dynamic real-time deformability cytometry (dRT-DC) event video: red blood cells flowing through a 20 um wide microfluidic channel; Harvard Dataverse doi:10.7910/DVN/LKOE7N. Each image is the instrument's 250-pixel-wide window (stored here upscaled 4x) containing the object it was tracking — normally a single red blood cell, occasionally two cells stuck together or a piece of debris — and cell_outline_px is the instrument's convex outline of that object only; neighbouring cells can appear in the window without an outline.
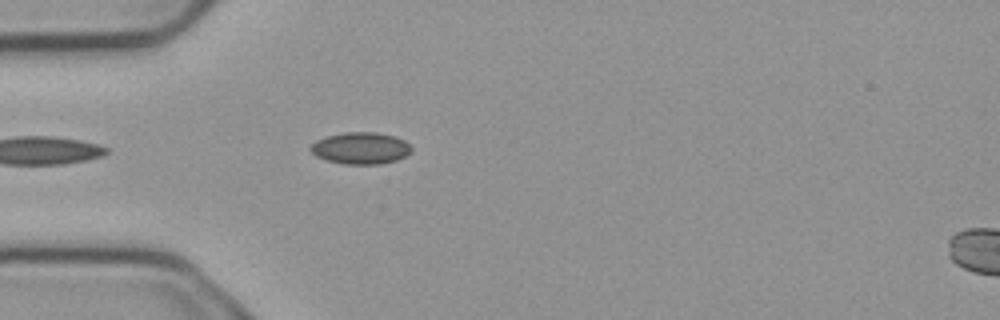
{"species": "common noctule bat (a hibernating species)", "species_latin": "Nyctalus noctula", "temperature_condition": "cold", "stored_images_in_passage": 6, "segment_of_instrument_passage": [1, 2], "camera_frame_rate_fps": 3000, "um_per_image_px": 0.085, "animal": {"sex": "male", "body_mass_g": 23.1, "forearm_length_mm": 52.7}, "frame": {"image": 1, "passage_image": 5, "time_ms": 1.333, "image_size_px": [1000, 320], "cell_outline_px": [[412, 152], [396, 160], [380, 164], [344, 164], [328, 160], [316, 156], [308, 148], [316, 140], [328, 136], [344, 132], [376, 132], [396, 136], [404, 140], [412, 148]], "centroid_in_image_um": [30.67, 12.59], "position_along_channel_um": 54.3, "area_um2": 18.67}}